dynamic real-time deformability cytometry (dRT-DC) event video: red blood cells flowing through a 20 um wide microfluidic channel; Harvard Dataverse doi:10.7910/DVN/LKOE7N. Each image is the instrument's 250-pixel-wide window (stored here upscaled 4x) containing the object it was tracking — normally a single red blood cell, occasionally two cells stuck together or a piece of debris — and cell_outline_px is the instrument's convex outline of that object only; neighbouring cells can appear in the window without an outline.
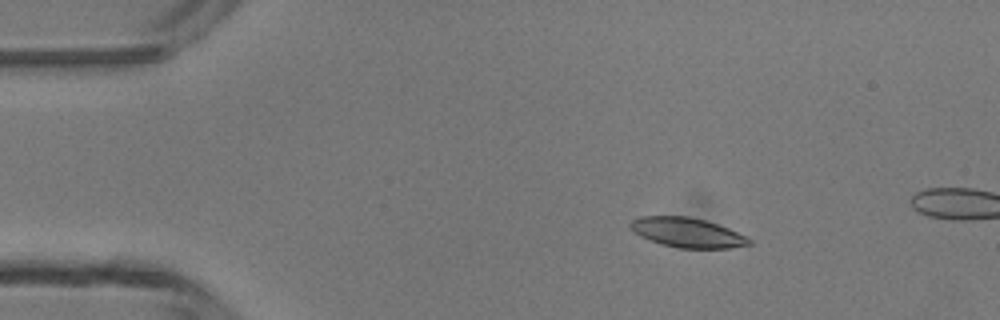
{"species": "common noctule bat (a hibernating species)", "species_latin": "Nyctalus noctula", "temperature_condition": "room temperature", "stored_images_in_passage": 5, "camera_frame_rate_fps": 3000, "um_per_image_px": 0.085, "animal": {"sex": "male", "body_mass_g": 13.3}, "frame": {"image": 1, "passage_image": 3, "time_ms": 2.333, "image_size_px": [1000, 320], "cell_outline_px": [[752, 244], [732, 248], [676, 248], [660, 244], [648, 240], [640, 236], [628, 224], [632, 220], [640, 216], [688, 216], [704, 220], [728, 228], [748, 236], [752, 240]], "centroid_in_image_um": [58.44, 19.78], "position_along_channel_um": 26.6, "area_um2": 20.63}}